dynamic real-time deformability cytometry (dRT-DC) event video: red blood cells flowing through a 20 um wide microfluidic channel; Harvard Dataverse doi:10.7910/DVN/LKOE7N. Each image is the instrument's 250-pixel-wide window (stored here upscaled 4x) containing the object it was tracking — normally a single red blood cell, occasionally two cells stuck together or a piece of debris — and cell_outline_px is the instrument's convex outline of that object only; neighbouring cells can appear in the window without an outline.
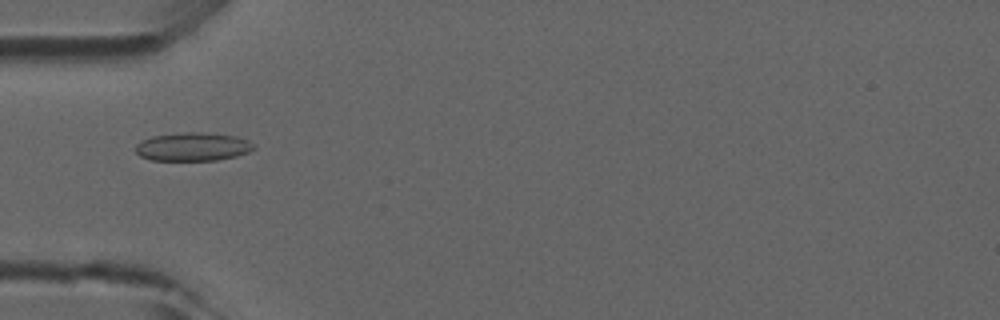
{"species": "common noctule bat (a hibernating species)", "species_latin": "Nyctalus noctula", "temperature_condition": "room temperature", "stored_images_in_passage": 34, "camera_frame_rate_fps": 3000, "um_per_image_px": 0.085, "animal": {"sex": "male", "forearm_length_mm": 52.5}, "frame": {"image": 1, "passage_image": 1, "time_ms": 0.0, "image_size_px": [1000, 320], "cell_outline_px": [[256, 148], [248, 152], [236, 156], [216, 160], [152, 160], [140, 156], [136, 152], [136, 144], [152, 136], [184, 132], [208, 132], [236, 136], [248, 140]], "centroid_in_image_um": [16.41, 12.46], "position_along_channel_um": 68.6, "area_um2": 19.54}}
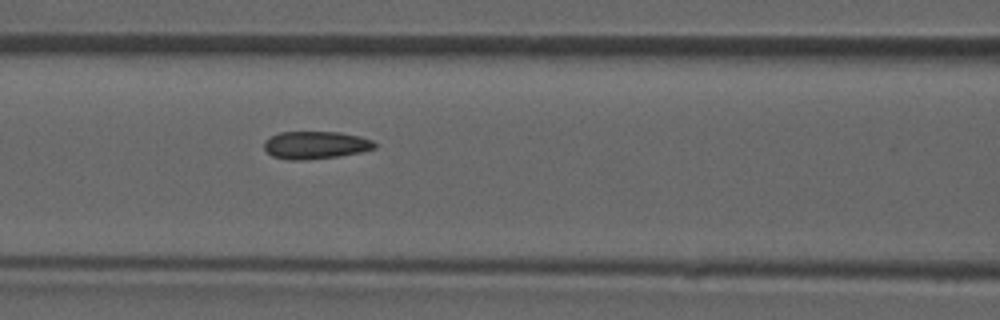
{"frame": {"image": 2, "passage_image": 6, "time_ms": 1.667, "image_size_px": [1000, 320], "cell_outline_px": [[376, 148], [360, 152], [340, 156], [308, 160], [288, 160], [272, 156], [264, 148], [264, 140], [280, 132], [340, 132], [360, 136], [372, 140], [376, 144]], "centroid_in_image_um": [26.82, 12.33], "position_along_channel_um": 139.8, "area_um2": 17.92}}